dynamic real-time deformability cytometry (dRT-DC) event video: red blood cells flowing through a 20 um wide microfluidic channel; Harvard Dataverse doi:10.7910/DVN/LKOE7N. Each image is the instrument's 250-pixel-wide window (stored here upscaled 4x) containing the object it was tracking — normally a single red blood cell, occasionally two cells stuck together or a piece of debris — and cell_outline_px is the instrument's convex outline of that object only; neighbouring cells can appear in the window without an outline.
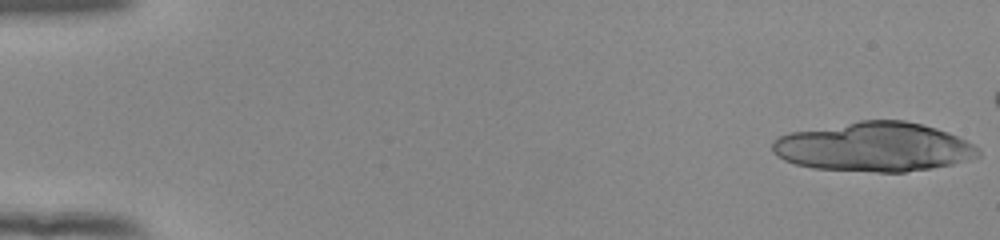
{"species": "human", "species_latin": "Homo sapiens", "temperature_condition": "room temperature", "stored_images_in_passage": 50, "camera_frame_rate_fps": 3000, "um_per_image_px": 0.085, "donor": {"sex": "female"}, "frame": {"image": 1, "passage_image": 1, "time_ms": 0.0, "image_size_px": [1000, 240], "cell_outline_px": [[980, 156], [952, 164], [904, 172], [876, 172], [812, 168], [796, 164], [784, 160], [776, 156], [772, 152], [772, 140], [780, 136], [792, 132], [860, 120], [904, 120], [936, 128], [948, 132], [980, 148]], "centroid_in_image_um": [74.27, 12.49], "position_along_channel_um": 10.7, "area_um2": 58.9}}